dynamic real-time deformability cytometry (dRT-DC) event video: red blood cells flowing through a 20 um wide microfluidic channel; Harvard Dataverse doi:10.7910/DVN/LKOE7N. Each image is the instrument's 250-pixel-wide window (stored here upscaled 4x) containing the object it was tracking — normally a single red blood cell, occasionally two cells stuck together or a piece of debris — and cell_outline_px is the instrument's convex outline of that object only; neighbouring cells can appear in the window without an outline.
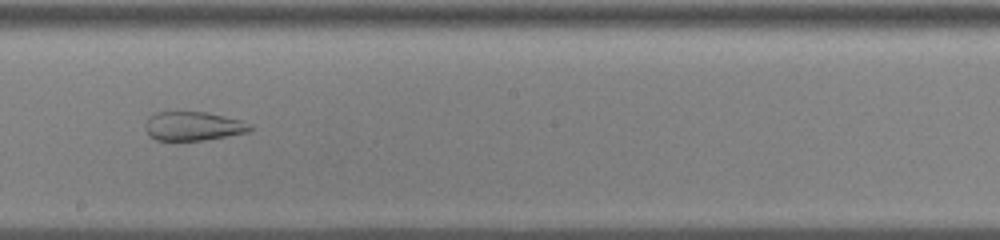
{"species": "common noctule bat (a hibernating species)", "species_latin": "Nyctalus noctula", "temperature_condition": "cold", "stored_images_in_passage": 51, "segment_of_instrument_passage": [2, 2], "camera_frame_rate_fps": 3000, "um_per_image_px": 0.085, "animal": {"sex": "male", "body_mass_g": 13.0, "forearm_length_mm": 53.1}, "frame": {"image": 1, "passage_image": 27, "time_ms": 8.667, "image_size_px": [1000, 240], "cell_outline_px": [[252, 128], [248, 132], [204, 140], [156, 140], [144, 128], [144, 124], [148, 116], [156, 112], [204, 112], [224, 116], [240, 120]], "centroid_in_image_um": [16.36, 10.71], "position_along_channel_um": 231.8, "area_um2": 17.4}}
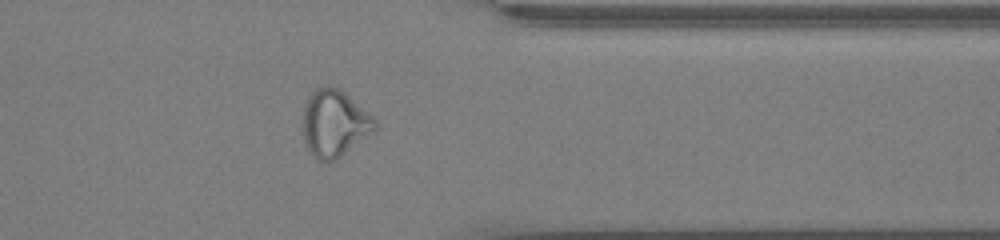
{"frame": {"image": 2, "passage_image": 40, "time_ms": 13.0, "image_size_px": [1000, 240], "cell_outline_px": [[380, 124], [376, 132], [336, 160], [320, 160], [308, 148], [304, 140], [304, 104], [308, 96], [316, 88], [324, 84], [332, 84], [340, 88], [372, 116]], "centroid_in_image_um": [28.48, 10.44], "position_along_channel_um": 382.9, "area_um2": 28.38}}
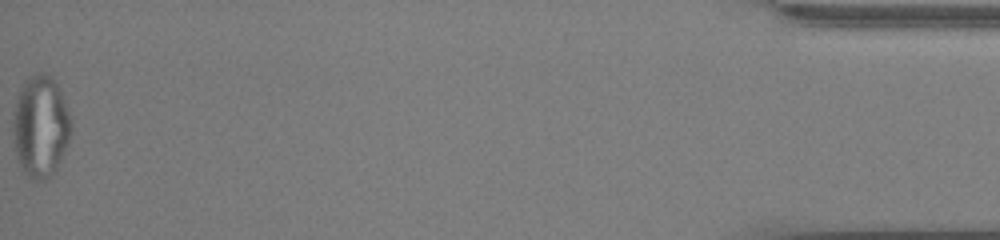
{"frame": {"image": 3, "passage_image": 51, "time_ms": 16.667, "image_size_px": [1000, 240], "cell_outline_px": [[72, 132], [68, 144], [56, 172], [40, 180], [32, 180], [24, 172], [20, 164], [16, 152], [12, 132], [12, 112], [20, 88], [24, 80], [28, 76], [36, 72], [44, 72], [60, 88], [72, 124]], "centroid_in_image_um": [3.44, 10.73], "position_along_channel_um": 431.8, "area_um2": 34.8}}